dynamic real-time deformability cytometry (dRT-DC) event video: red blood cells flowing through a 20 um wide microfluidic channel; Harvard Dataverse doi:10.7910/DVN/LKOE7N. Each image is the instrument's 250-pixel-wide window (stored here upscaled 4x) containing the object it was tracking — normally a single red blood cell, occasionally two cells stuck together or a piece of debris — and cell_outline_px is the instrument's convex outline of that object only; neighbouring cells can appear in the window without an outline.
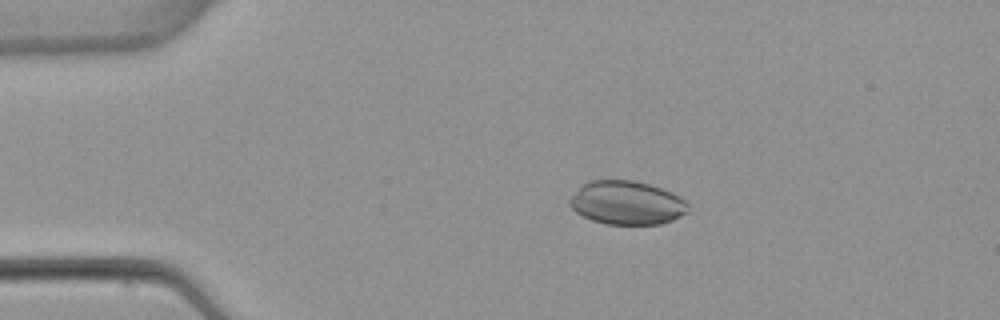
{"species": "common noctule bat (a hibernating species)", "species_latin": "Nyctalus noctula", "temperature_condition": "warm", "stored_images_in_passage": 4, "camera_frame_rate_fps": 3000, "um_per_image_px": 0.085, "animal": {"sex": "female", "body_mass_g": 22.7, "forearm_length_mm": 54.2}, "frame": {"image": 1, "passage_image": 2, "time_ms": 3.333, "image_size_px": [1000, 320], "cell_outline_px": [[688, 212], [672, 220], [660, 224], [604, 224], [592, 220], [576, 212], [568, 204], [568, 200], [588, 180], [632, 180], [648, 184], [672, 192], [680, 196], [688, 204]], "centroid_in_image_um": [53.28, 17.24], "position_along_channel_um": 31.7, "area_um2": 30.0}}
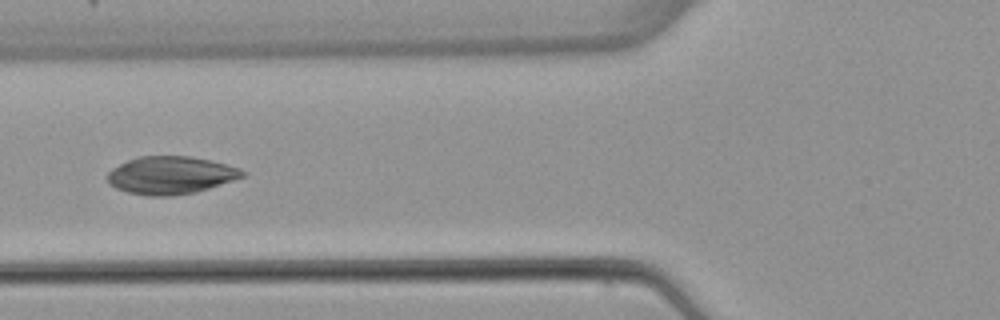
{"frame": {"image": 2, "passage_image": 4, "time_ms": 6.667, "image_size_px": [1000, 320], "cell_outline_px": [[248, 172], [244, 176], [196, 192], [172, 196], [148, 196], [128, 192], [116, 188], [108, 180], [108, 172], [112, 168], [128, 160], [140, 156], [192, 156], [212, 160], [240, 168]], "centroid_in_image_um": [14.53, 14.88], "position_along_channel_um": 111.3, "area_um2": 29.59}}